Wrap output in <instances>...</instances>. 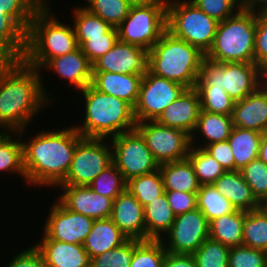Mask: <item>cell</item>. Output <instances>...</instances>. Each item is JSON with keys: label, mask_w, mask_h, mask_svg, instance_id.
<instances>
[{"label": "cell", "mask_w": 267, "mask_h": 267, "mask_svg": "<svg viewBox=\"0 0 267 267\" xmlns=\"http://www.w3.org/2000/svg\"><path fill=\"white\" fill-rule=\"evenodd\" d=\"M117 30L119 41L151 50L167 30V2L132 4Z\"/></svg>", "instance_id": "9c48e42d"}, {"label": "cell", "mask_w": 267, "mask_h": 267, "mask_svg": "<svg viewBox=\"0 0 267 267\" xmlns=\"http://www.w3.org/2000/svg\"><path fill=\"white\" fill-rule=\"evenodd\" d=\"M110 218L128 239L145 240L143 206L127 189L113 200Z\"/></svg>", "instance_id": "44dd1931"}, {"label": "cell", "mask_w": 267, "mask_h": 267, "mask_svg": "<svg viewBox=\"0 0 267 267\" xmlns=\"http://www.w3.org/2000/svg\"><path fill=\"white\" fill-rule=\"evenodd\" d=\"M241 9L251 12L267 11V0H241Z\"/></svg>", "instance_id": "11a10c76"}, {"label": "cell", "mask_w": 267, "mask_h": 267, "mask_svg": "<svg viewBox=\"0 0 267 267\" xmlns=\"http://www.w3.org/2000/svg\"><path fill=\"white\" fill-rule=\"evenodd\" d=\"M58 129H44L22 141L23 166L30 189L32 186L56 189L70 169L81 135L73 125Z\"/></svg>", "instance_id": "7a4b0ae2"}, {"label": "cell", "mask_w": 267, "mask_h": 267, "mask_svg": "<svg viewBox=\"0 0 267 267\" xmlns=\"http://www.w3.org/2000/svg\"><path fill=\"white\" fill-rule=\"evenodd\" d=\"M27 130L28 128L19 132H0V173L20 175L25 179L24 182L26 181V174L23 166L21 139L24 134L27 135L25 133Z\"/></svg>", "instance_id": "f1b7e54d"}, {"label": "cell", "mask_w": 267, "mask_h": 267, "mask_svg": "<svg viewBox=\"0 0 267 267\" xmlns=\"http://www.w3.org/2000/svg\"><path fill=\"white\" fill-rule=\"evenodd\" d=\"M242 236L243 245L267 252V210L263 206L245 212Z\"/></svg>", "instance_id": "d6a6232c"}, {"label": "cell", "mask_w": 267, "mask_h": 267, "mask_svg": "<svg viewBox=\"0 0 267 267\" xmlns=\"http://www.w3.org/2000/svg\"><path fill=\"white\" fill-rule=\"evenodd\" d=\"M245 211L234 210L209 222V237L228 247L243 245Z\"/></svg>", "instance_id": "4dcf8cb0"}, {"label": "cell", "mask_w": 267, "mask_h": 267, "mask_svg": "<svg viewBox=\"0 0 267 267\" xmlns=\"http://www.w3.org/2000/svg\"><path fill=\"white\" fill-rule=\"evenodd\" d=\"M209 238V222L198 209L177 215L161 239L171 254H193Z\"/></svg>", "instance_id": "5bb4252c"}, {"label": "cell", "mask_w": 267, "mask_h": 267, "mask_svg": "<svg viewBox=\"0 0 267 267\" xmlns=\"http://www.w3.org/2000/svg\"><path fill=\"white\" fill-rule=\"evenodd\" d=\"M203 149L214 157L225 171L235 170V161L228 140L206 145Z\"/></svg>", "instance_id": "f5cc1de1"}, {"label": "cell", "mask_w": 267, "mask_h": 267, "mask_svg": "<svg viewBox=\"0 0 267 267\" xmlns=\"http://www.w3.org/2000/svg\"><path fill=\"white\" fill-rule=\"evenodd\" d=\"M197 208L208 222L235 210L231 202L220 194L213 184L201 185L197 192Z\"/></svg>", "instance_id": "e575fe53"}, {"label": "cell", "mask_w": 267, "mask_h": 267, "mask_svg": "<svg viewBox=\"0 0 267 267\" xmlns=\"http://www.w3.org/2000/svg\"><path fill=\"white\" fill-rule=\"evenodd\" d=\"M108 141L112 146L113 163L126 181L159 169L144 137L136 128Z\"/></svg>", "instance_id": "8fae6325"}, {"label": "cell", "mask_w": 267, "mask_h": 267, "mask_svg": "<svg viewBox=\"0 0 267 267\" xmlns=\"http://www.w3.org/2000/svg\"><path fill=\"white\" fill-rule=\"evenodd\" d=\"M205 54L167 30L149 50V71L155 76L195 88Z\"/></svg>", "instance_id": "5b68a950"}, {"label": "cell", "mask_w": 267, "mask_h": 267, "mask_svg": "<svg viewBox=\"0 0 267 267\" xmlns=\"http://www.w3.org/2000/svg\"><path fill=\"white\" fill-rule=\"evenodd\" d=\"M168 204L177 216L197 208V193L165 191Z\"/></svg>", "instance_id": "f907efd6"}, {"label": "cell", "mask_w": 267, "mask_h": 267, "mask_svg": "<svg viewBox=\"0 0 267 267\" xmlns=\"http://www.w3.org/2000/svg\"><path fill=\"white\" fill-rule=\"evenodd\" d=\"M187 158L201 185L213 184L225 172L220 163L203 148L191 146Z\"/></svg>", "instance_id": "8d00e7d4"}, {"label": "cell", "mask_w": 267, "mask_h": 267, "mask_svg": "<svg viewBox=\"0 0 267 267\" xmlns=\"http://www.w3.org/2000/svg\"><path fill=\"white\" fill-rule=\"evenodd\" d=\"M200 111L199 94L195 88H190L169 104L155 121L163 126L181 129L191 136Z\"/></svg>", "instance_id": "d6986e66"}, {"label": "cell", "mask_w": 267, "mask_h": 267, "mask_svg": "<svg viewBox=\"0 0 267 267\" xmlns=\"http://www.w3.org/2000/svg\"><path fill=\"white\" fill-rule=\"evenodd\" d=\"M200 97L201 110L206 112L232 115L235 100L224 88L195 87Z\"/></svg>", "instance_id": "b9f144b4"}, {"label": "cell", "mask_w": 267, "mask_h": 267, "mask_svg": "<svg viewBox=\"0 0 267 267\" xmlns=\"http://www.w3.org/2000/svg\"><path fill=\"white\" fill-rule=\"evenodd\" d=\"M230 247L207 238L192 254L197 267H228Z\"/></svg>", "instance_id": "60d3db41"}, {"label": "cell", "mask_w": 267, "mask_h": 267, "mask_svg": "<svg viewBox=\"0 0 267 267\" xmlns=\"http://www.w3.org/2000/svg\"><path fill=\"white\" fill-rule=\"evenodd\" d=\"M26 51V32L0 11V60L22 59Z\"/></svg>", "instance_id": "1f68e13d"}, {"label": "cell", "mask_w": 267, "mask_h": 267, "mask_svg": "<svg viewBox=\"0 0 267 267\" xmlns=\"http://www.w3.org/2000/svg\"><path fill=\"white\" fill-rule=\"evenodd\" d=\"M136 129L159 165L187 158L191 140L185 131L160 125L156 121L137 122Z\"/></svg>", "instance_id": "4fadbf2b"}, {"label": "cell", "mask_w": 267, "mask_h": 267, "mask_svg": "<svg viewBox=\"0 0 267 267\" xmlns=\"http://www.w3.org/2000/svg\"><path fill=\"white\" fill-rule=\"evenodd\" d=\"M162 267H197L192 254H171L166 252Z\"/></svg>", "instance_id": "db71d44e"}, {"label": "cell", "mask_w": 267, "mask_h": 267, "mask_svg": "<svg viewBox=\"0 0 267 267\" xmlns=\"http://www.w3.org/2000/svg\"><path fill=\"white\" fill-rule=\"evenodd\" d=\"M213 185L236 210L248 212L262 206L253 195L240 171H225Z\"/></svg>", "instance_id": "cb8c5ba5"}, {"label": "cell", "mask_w": 267, "mask_h": 267, "mask_svg": "<svg viewBox=\"0 0 267 267\" xmlns=\"http://www.w3.org/2000/svg\"><path fill=\"white\" fill-rule=\"evenodd\" d=\"M57 200L68 210L94 220L111 217L113 199L95 193L89 186L58 185Z\"/></svg>", "instance_id": "e0dca14e"}, {"label": "cell", "mask_w": 267, "mask_h": 267, "mask_svg": "<svg viewBox=\"0 0 267 267\" xmlns=\"http://www.w3.org/2000/svg\"><path fill=\"white\" fill-rule=\"evenodd\" d=\"M166 252L161 240L134 239L130 267H162Z\"/></svg>", "instance_id": "f35d334b"}, {"label": "cell", "mask_w": 267, "mask_h": 267, "mask_svg": "<svg viewBox=\"0 0 267 267\" xmlns=\"http://www.w3.org/2000/svg\"><path fill=\"white\" fill-rule=\"evenodd\" d=\"M104 138L80 136L70 169L59 185L89 186L105 168L113 163L111 143Z\"/></svg>", "instance_id": "30bf717a"}, {"label": "cell", "mask_w": 267, "mask_h": 267, "mask_svg": "<svg viewBox=\"0 0 267 267\" xmlns=\"http://www.w3.org/2000/svg\"><path fill=\"white\" fill-rule=\"evenodd\" d=\"M232 128V115L218 114L201 110L196 127L190 136L191 146L204 148L209 144L226 141L230 136ZM196 132L201 134V136ZM197 137L200 142L197 140Z\"/></svg>", "instance_id": "d4e9b609"}, {"label": "cell", "mask_w": 267, "mask_h": 267, "mask_svg": "<svg viewBox=\"0 0 267 267\" xmlns=\"http://www.w3.org/2000/svg\"><path fill=\"white\" fill-rule=\"evenodd\" d=\"M228 267H267V252L245 245L230 247Z\"/></svg>", "instance_id": "bcb514c9"}, {"label": "cell", "mask_w": 267, "mask_h": 267, "mask_svg": "<svg viewBox=\"0 0 267 267\" xmlns=\"http://www.w3.org/2000/svg\"><path fill=\"white\" fill-rule=\"evenodd\" d=\"M132 4L167 2V0H129Z\"/></svg>", "instance_id": "6f0895ef"}, {"label": "cell", "mask_w": 267, "mask_h": 267, "mask_svg": "<svg viewBox=\"0 0 267 267\" xmlns=\"http://www.w3.org/2000/svg\"><path fill=\"white\" fill-rule=\"evenodd\" d=\"M134 253V239H128L121 246L90 258V267H130Z\"/></svg>", "instance_id": "f6af8a7d"}, {"label": "cell", "mask_w": 267, "mask_h": 267, "mask_svg": "<svg viewBox=\"0 0 267 267\" xmlns=\"http://www.w3.org/2000/svg\"><path fill=\"white\" fill-rule=\"evenodd\" d=\"M117 41L118 30L115 27H111L105 33V37L90 38V40L85 41L80 48L89 61L93 63L112 49Z\"/></svg>", "instance_id": "c3c4849f"}, {"label": "cell", "mask_w": 267, "mask_h": 267, "mask_svg": "<svg viewBox=\"0 0 267 267\" xmlns=\"http://www.w3.org/2000/svg\"><path fill=\"white\" fill-rule=\"evenodd\" d=\"M79 92L84 98L85 116L73 127L81 136L111 139L136 128L133 107L125 100L102 93L91 84Z\"/></svg>", "instance_id": "277c9868"}, {"label": "cell", "mask_w": 267, "mask_h": 267, "mask_svg": "<svg viewBox=\"0 0 267 267\" xmlns=\"http://www.w3.org/2000/svg\"><path fill=\"white\" fill-rule=\"evenodd\" d=\"M255 20L254 63L265 71L267 69V11L255 12Z\"/></svg>", "instance_id": "681fc988"}, {"label": "cell", "mask_w": 267, "mask_h": 267, "mask_svg": "<svg viewBox=\"0 0 267 267\" xmlns=\"http://www.w3.org/2000/svg\"><path fill=\"white\" fill-rule=\"evenodd\" d=\"M145 240H161L171 229L176 215L173 213L165 192L143 207Z\"/></svg>", "instance_id": "83f0119b"}, {"label": "cell", "mask_w": 267, "mask_h": 267, "mask_svg": "<svg viewBox=\"0 0 267 267\" xmlns=\"http://www.w3.org/2000/svg\"><path fill=\"white\" fill-rule=\"evenodd\" d=\"M126 189L136 197L143 207L165 192L159 169L129 179Z\"/></svg>", "instance_id": "d590c367"}, {"label": "cell", "mask_w": 267, "mask_h": 267, "mask_svg": "<svg viewBox=\"0 0 267 267\" xmlns=\"http://www.w3.org/2000/svg\"><path fill=\"white\" fill-rule=\"evenodd\" d=\"M258 158L267 165V133L262 136Z\"/></svg>", "instance_id": "9f6ffc18"}, {"label": "cell", "mask_w": 267, "mask_h": 267, "mask_svg": "<svg viewBox=\"0 0 267 267\" xmlns=\"http://www.w3.org/2000/svg\"><path fill=\"white\" fill-rule=\"evenodd\" d=\"M42 74L23 59L0 62V132L29 128L35 116L53 104Z\"/></svg>", "instance_id": "6da1fadb"}, {"label": "cell", "mask_w": 267, "mask_h": 267, "mask_svg": "<svg viewBox=\"0 0 267 267\" xmlns=\"http://www.w3.org/2000/svg\"><path fill=\"white\" fill-rule=\"evenodd\" d=\"M255 33V12L240 9L219 22L205 57L218 63H254Z\"/></svg>", "instance_id": "8992f818"}, {"label": "cell", "mask_w": 267, "mask_h": 267, "mask_svg": "<svg viewBox=\"0 0 267 267\" xmlns=\"http://www.w3.org/2000/svg\"><path fill=\"white\" fill-rule=\"evenodd\" d=\"M206 15L218 22L233 16L241 9V0H190Z\"/></svg>", "instance_id": "7dc6e473"}, {"label": "cell", "mask_w": 267, "mask_h": 267, "mask_svg": "<svg viewBox=\"0 0 267 267\" xmlns=\"http://www.w3.org/2000/svg\"><path fill=\"white\" fill-rule=\"evenodd\" d=\"M262 136L258 131L233 126L227 140L235 161V170L240 171L258 157Z\"/></svg>", "instance_id": "f546056e"}, {"label": "cell", "mask_w": 267, "mask_h": 267, "mask_svg": "<svg viewBox=\"0 0 267 267\" xmlns=\"http://www.w3.org/2000/svg\"><path fill=\"white\" fill-rule=\"evenodd\" d=\"M53 71L57 77L65 80L76 91H81L92 82V63L84 55L81 48L50 59L41 69Z\"/></svg>", "instance_id": "ac0fdd59"}, {"label": "cell", "mask_w": 267, "mask_h": 267, "mask_svg": "<svg viewBox=\"0 0 267 267\" xmlns=\"http://www.w3.org/2000/svg\"><path fill=\"white\" fill-rule=\"evenodd\" d=\"M148 71L149 50L119 40L112 49L92 63V72L144 76Z\"/></svg>", "instance_id": "2e32d148"}, {"label": "cell", "mask_w": 267, "mask_h": 267, "mask_svg": "<svg viewBox=\"0 0 267 267\" xmlns=\"http://www.w3.org/2000/svg\"><path fill=\"white\" fill-rule=\"evenodd\" d=\"M82 6L90 13L117 28L127 17L132 3L129 0H86Z\"/></svg>", "instance_id": "74e56055"}, {"label": "cell", "mask_w": 267, "mask_h": 267, "mask_svg": "<svg viewBox=\"0 0 267 267\" xmlns=\"http://www.w3.org/2000/svg\"><path fill=\"white\" fill-rule=\"evenodd\" d=\"M265 83L267 84V69L264 71Z\"/></svg>", "instance_id": "680465c9"}, {"label": "cell", "mask_w": 267, "mask_h": 267, "mask_svg": "<svg viewBox=\"0 0 267 267\" xmlns=\"http://www.w3.org/2000/svg\"><path fill=\"white\" fill-rule=\"evenodd\" d=\"M34 246L40 251L48 267H90V258L81 244H71L40 238Z\"/></svg>", "instance_id": "7402d4cb"}, {"label": "cell", "mask_w": 267, "mask_h": 267, "mask_svg": "<svg viewBox=\"0 0 267 267\" xmlns=\"http://www.w3.org/2000/svg\"><path fill=\"white\" fill-rule=\"evenodd\" d=\"M13 255L6 267H48L40 251L34 245Z\"/></svg>", "instance_id": "816d5d0a"}, {"label": "cell", "mask_w": 267, "mask_h": 267, "mask_svg": "<svg viewBox=\"0 0 267 267\" xmlns=\"http://www.w3.org/2000/svg\"><path fill=\"white\" fill-rule=\"evenodd\" d=\"M188 88L174 81L155 76L148 71L142 78L138 98L133 107L137 122L155 121Z\"/></svg>", "instance_id": "7c38bea8"}, {"label": "cell", "mask_w": 267, "mask_h": 267, "mask_svg": "<svg viewBox=\"0 0 267 267\" xmlns=\"http://www.w3.org/2000/svg\"><path fill=\"white\" fill-rule=\"evenodd\" d=\"M262 206L267 210V201Z\"/></svg>", "instance_id": "91938a15"}, {"label": "cell", "mask_w": 267, "mask_h": 267, "mask_svg": "<svg viewBox=\"0 0 267 267\" xmlns=\"http://www.w3.org/2000/svg\"><path fill=\"white\" fill-rule=\"evenodd\" d=\"M127 181L116 165L112 163L99 173L90 183L89 187L97 194L104 195L113 200L126 190Z\"/></svg>", "instance_id": "ab89813d"}, {"label": "cell", "mask_w": 267, "mask_h": 267, "mask_svg": "<svg viewBox=\"0 0 267 267\" xmlns=\"http://www.w3.org/2000/svg\"><path fill=\"white\" fill-rule=\"evenodd\" d=\"M218 24L190 0H167V31L204 54L212 47Z\"/></svg>", "instance_id": "ba28073f"}, {"label": "cell", "mask_w": 267, "mask_h": 267, "mask_svg": "<svg viewBox=\"0 0 267 267\" xmlns=\"http://www.w3.org/2000/svg\"><path fill=\"white\" fill-rule=\"evenodd\" d=\"M73 27L79 47L90 38L105 37L111 26L100 17L90 13L83 6H75L73 10Z\"/></svg>", "instance_id": "836d02e7"}, {"label": "cell", "mask_w": 267, "mask_h": 267, "mask_svg": "<svg viewBox=\"0 0 267 267\" xmlns=\"http://www.w3.org/2000/svg\"><path fill=\"white\" fill-rule=\"evenodd\" d=\"M164 191L197 193L201 187L188 158L159 165Z\"/></svg>", "instance_id": "4316f807"}, {"label": "cell", "mask_w": 267, "mask_h": 267, "mask_svg": "<svg viewBox=\"0 0 267 267\" xmlns=\"http://www.w3.org/2000/svg\"><path fill=\"white\" fill-rule=\"evenodd\" d=\"M47 213L42 237L60 242L83 245L90 233L94 219L66 209L57 199Z\"/></svg>", "instance_id": "9a60e30c"}, {"label": "cell", "mask_w": 267, "mask_h": 267, "mask_svg": "<svg viewBox=\"0 0 267 267\" xmlns=\"http://www.w3.org/2000/svg\"><path fill=\"white\" fill-rule=\"evenodd\" d=\"M240 172L257 201L263 205L267 201V165L257 157Z\"/></svg>", "instance_id": "ee69618b"}, {"label": "cell", "mask_w": 267, "mask_h": 267, "mask_svg": "<svg viewBox=\"0 0 267 267\" xmlns=\"http://www.w3.org/2000/svg\"><path fill=\"white\" fill-rule=\"evenodd\" d=\"M127 240L128 238L110 217L96 219L83 243V247L89 258H93L121 246Z\"/></svg>", "instance_id": "484cf974"}, {"label": "cell", "mask_w": 267, "mask_h": 267, "mask_svg": "<svg viewBox=\"0 0 267 267\" xmlns=\"http://www.w3.org/2000/svg\"><path fill=\"white\" fill-rule=\"evenodd\" d=\"M48 1L33 15L26 33V51L22 58L39 71L50 59L79 48L73 24L67 25L65 20L60 21L55 13L53 15Z\"/></svg>", "instance_id": "3957f363"}, {"label": "cell", "mask_w": 267, "mask_h": 267, "mask_svg": "<svg viewBox=\"0 0 267 267\" xmlns=\"http://www.w3.org/2000/svg\"><path fill=\"white\" fill-rule=\"evenodd\" d=\"M233 126L267 133V84L245 98L235 101L232 113Z\"/></svg>", "instance_id": "ffe728a7"}, {"label": "cell", "mask_w": 267, "mask_h": 267, "mask_svg": "<svg viewBox=\"0 0 267 267\" xmlns=\"http://www.w3.org/2000/svg\"><path fill=\"white\" fill-rule=\"evenodd\" d=\"M142 78L143 76L135 74L92 72L91 85L98 91L125 100L134 107Z\"/></svg>", "instance_id": "603a6c76"}, {"label": "cell", "mask_w": 267, "mask_h": 267, "mask_svg": "<svg viewBox=\"0 0 267 267\" xmlns=\"http://www.w3.org/2000/svg\"><path fill=\"white\" fill-rule=\"evenodd\" d=\"M47 0H0V11L9 15L26 33L34 13Z\"/></svg>", "instance_id": "7bdbcfd3"}, {"label": "cell", "mask_w": 267, "mask_h": 267, "mask_svg": "<svg viewBox=\"0 0 267 267\" xmlns=\"http://www.w3.org/2000/svg\"><path fill=\"white\" fill-rule=\"evenodd\" d=\"M264 83V71L255 63H218L205 57L195 87L224 88L238 101Z\"/></svg>", "instance_id": "52a82bcc"}]
</instances>
